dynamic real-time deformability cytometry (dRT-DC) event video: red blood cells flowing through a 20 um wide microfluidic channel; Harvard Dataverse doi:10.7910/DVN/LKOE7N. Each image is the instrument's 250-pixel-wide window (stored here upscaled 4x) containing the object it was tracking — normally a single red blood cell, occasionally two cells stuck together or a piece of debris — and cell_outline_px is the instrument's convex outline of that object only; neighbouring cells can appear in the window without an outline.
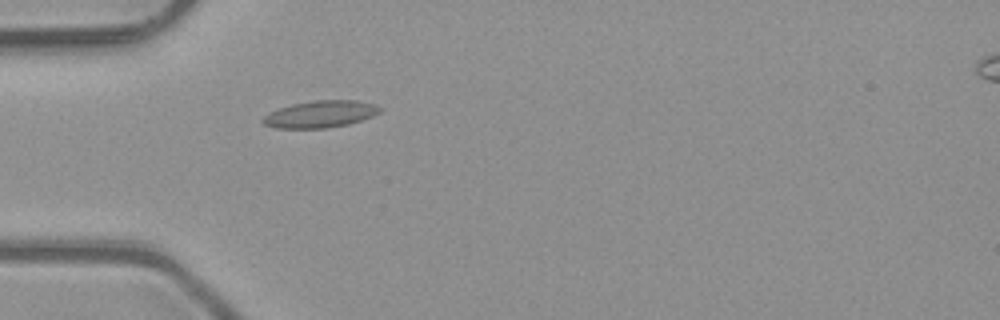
{"species": "common noctule bat (a hibernating species)", "species_latin": "Nyctalus noctula", "temperature_condition": "room temperature", "stored_images_in_passage": 49, "camera_frame_rate_fps": 3000, "um_per_image_px": 0.085, "animal": {"sex": "male", "body_mass_g": 23.1, "forearm_length_mm": 52.7}, "frame": {"image": 1, "passage_image": 14, "time_ms": 4.333, "image_size_px": [1000, 320], "cell_outline_px": [[384, 108], [380, 112], [372, 116], [348, 124], [328, 128], [276, 128], [264, 124], [260, 120], [268, 112], [292, 104], [316, 100], [356, 100], [376, 104]], "centroid_in_image_um": [27.24, 9.7], "position_along_channel_um": 57.8, "area_um2": 18.44}}
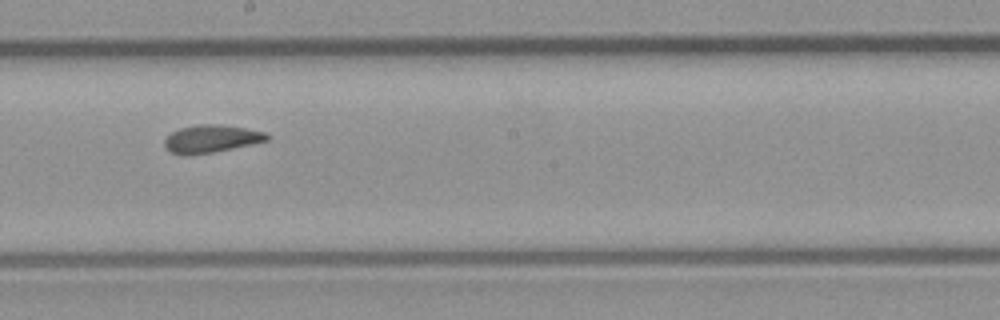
{"frame": {"image": 2, "passage_image": 27, "time_ms": 8.667, "image_size_px": [1000, 320], "cell_outline_px": [[272, 136], [268, 140], [212, 152], [172, 152], [164, 144], [164, 140], [172, 132], [180, 128], [196, 124], [220, 124], [244, 128], [264, 132]], "centroid_in_image_um": [18.01, 11.74], "position_along_channel_um": 230.2, "area_um2": 15.72}}
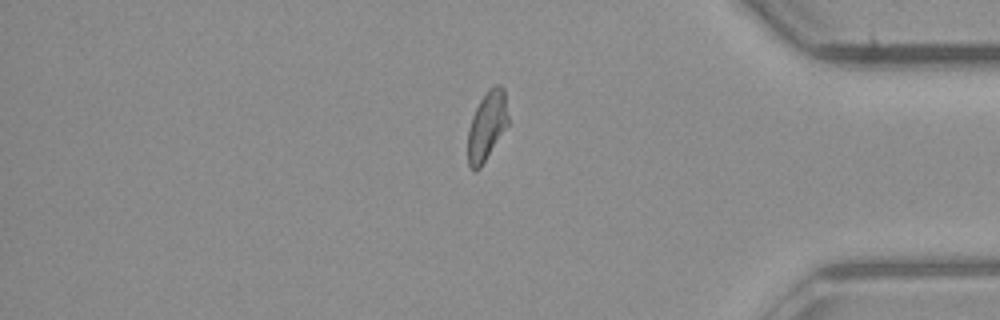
{"frame": {"image": 3, "passage_image": 41, "time_ms": 13.333, "image_size_px": [1000, 320], "cell_outline_px": [[508, 124], [480, 168], [476, 172], [472, 172], [468, 164], [468, 128], [472, 116], [480, 100], [488, 88], [496, 84], [500, 84], [504, 88], [508, 116]], "centroid_in_image_um": [41.37, 10.69], "position_along_channel_um": 393.8, "area_um2": 16.24}, "authors_computed_cell_mechanics": {"area_um2": 16.7042, "velocity_mm_per_s": 4.0847, "shape_relaxation_time_tau1_ms": null, "shape_relaxation_time_tau2_ms": 1.2612, "deformation_change_tau1": null, "deformation_change_tau2": 0.0607}}